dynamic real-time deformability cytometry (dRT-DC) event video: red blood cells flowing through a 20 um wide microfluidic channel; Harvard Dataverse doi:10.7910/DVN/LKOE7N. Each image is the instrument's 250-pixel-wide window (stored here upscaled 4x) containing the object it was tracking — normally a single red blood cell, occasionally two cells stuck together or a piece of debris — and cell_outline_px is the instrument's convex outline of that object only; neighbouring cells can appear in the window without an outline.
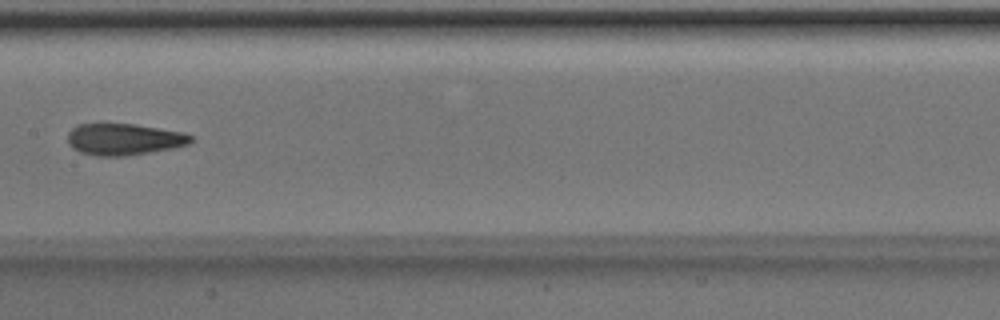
{"species": "Egyptian fruit bat (a non-hibernating species)", "species_latin": "Rousettus aegyptiacus", "temperature_condition": "room temperature", "stored_images_in_passage": 8, "camera_frame_rate_fps": 3000, "um_per_image_px": 0.085, "animal": {"sex": "male"}, "frame": {"image": 1, "passage_image": 7, "time_ms": 2.0, "image_size_px": [1000, 320], "cell_outline_px": [[192, 140], [188, 144], [176, 148], [124, 156], [96, 156], [80, 152], [72, 148], [68, 144], [68, 132], [72, 128], [80, 124], [136, 124], [184, 132], [192, 136]], "centroid_in_image_um": [10.54, 11.84], "position_along_channel_um": 196.9, "area_um2": 22.77}}
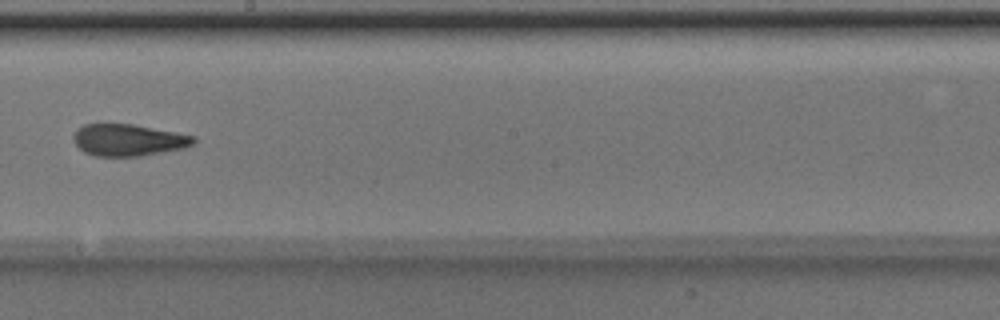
{"frame": {"image": 2, "passage_image": 8, "time_ms": 2.333, "image_size_px": [1000, 320], "cell_outline_px": [[196, 140], [192, 144], [184, 148], [140, 156], [96, 156], [84, 152], [76, 144], [72, 136], [84, 124], [132, 124], [176, 132], [196, 136]], "centroid_in_image_um": [10.93, 11.9], "position_along_channel_um": 237.3, "area_um2": 22.08}}